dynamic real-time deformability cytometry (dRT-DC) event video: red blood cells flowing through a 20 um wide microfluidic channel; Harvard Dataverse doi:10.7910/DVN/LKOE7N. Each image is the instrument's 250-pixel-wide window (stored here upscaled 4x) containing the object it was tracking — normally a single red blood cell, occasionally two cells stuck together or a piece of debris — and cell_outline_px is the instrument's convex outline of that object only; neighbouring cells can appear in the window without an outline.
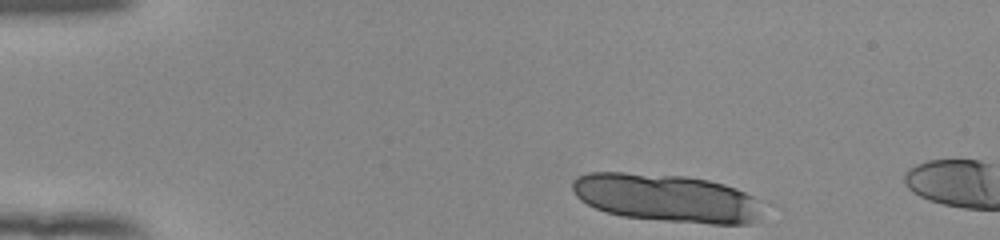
{"species": "human", "species_latin": "Homo sapiens", "temperature_condition": "room temperature", "stored_images_in_passage": 5, "camera_frame_rate_fps": 3000, "um_per_image_px": 0.085, "donor": {"sex": "female"}, "frame": {"image": 1, "passage_image": 1, "time_ms": 0.0, "image_size_px": [1000, 240], "cell_outline_px": [[764, 204], [760, 220], [748, 224], [712, 224], [624, 216], [608, 212], [596, 208], [580, 200], [576, 196], [572, 188], [572, 180], [576, 176], [588, 172], [624, 172], [688, 176], [708, 180], [724, 184], [736, 188], [752, 196]], "centroid_in_image_um": [56.7, 16.82], "position_along_channel_um": 28.3, "area_um2": 53.47}}